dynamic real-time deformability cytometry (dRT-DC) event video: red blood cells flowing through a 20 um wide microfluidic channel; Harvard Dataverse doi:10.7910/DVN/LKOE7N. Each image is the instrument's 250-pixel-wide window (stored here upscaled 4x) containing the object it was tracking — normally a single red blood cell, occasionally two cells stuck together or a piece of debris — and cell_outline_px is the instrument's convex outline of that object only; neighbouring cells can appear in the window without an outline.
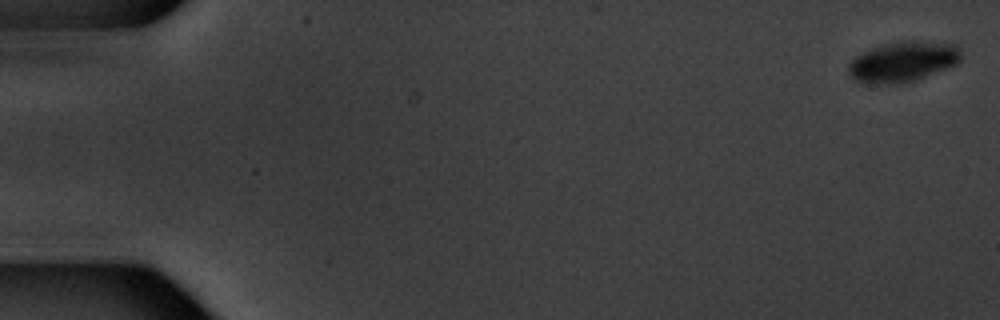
{"species": "common noctule bat (a hibernating species)", "species_latin": "Nyctalus noctula", "temperature_condition": "warm", "stored_images_in_passage": 5, "camera_frame_rate_fps": 3000, "um_per_image_px": 0.085, "animal": {"sex": "male", "body_mass_g": 20.1, "forearm_length_mm": 53.5}, "frame": {"image": 1, "passage_image": 1, "time_ms": 0.0, "image_size_px": [1000, 320], "cell_outline_px": [[960, 60], [956, 64], [948, 68], [904, 84], [880, 84], [856, 80], [848, 72], [848, 64], [856, 56], [872, 48], [884, 44], [904, 40], [920, 40], [956, 44], [960, 52]], "centroid_in_image_um": [76.78, 5.23], "position_along_channel_um": 8.2, "area_um2": 26.47}}
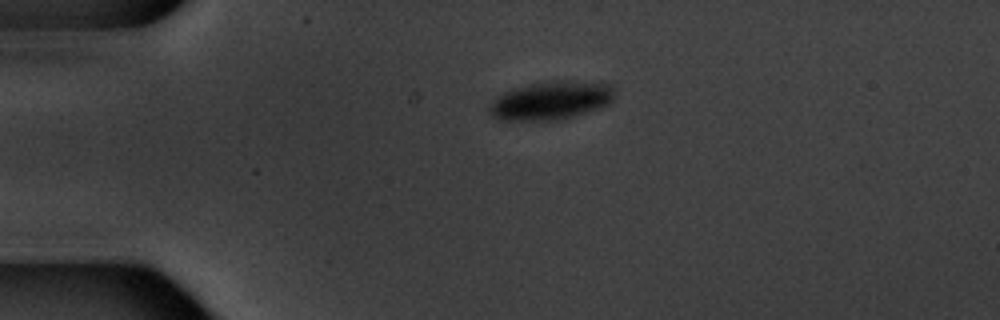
{"frame": {"image": 2, "passage_image": 4, "time_ms": 4.333, "image_size_px": [1000, 320], "cell_outline_px": [[612, 100], [608, 104], [600, 108], [572, 116], [556, 120], [500, 120], [492, 116], [488, 112], [488, 108], [504, 92], [512, 88], [552, 80], [572, 80], [608, 84], [612, 88]], "centroid_in_image_um": [46.82, 8.54], "position_along_channel_um": 38.2, "area_um2": 27.63}}